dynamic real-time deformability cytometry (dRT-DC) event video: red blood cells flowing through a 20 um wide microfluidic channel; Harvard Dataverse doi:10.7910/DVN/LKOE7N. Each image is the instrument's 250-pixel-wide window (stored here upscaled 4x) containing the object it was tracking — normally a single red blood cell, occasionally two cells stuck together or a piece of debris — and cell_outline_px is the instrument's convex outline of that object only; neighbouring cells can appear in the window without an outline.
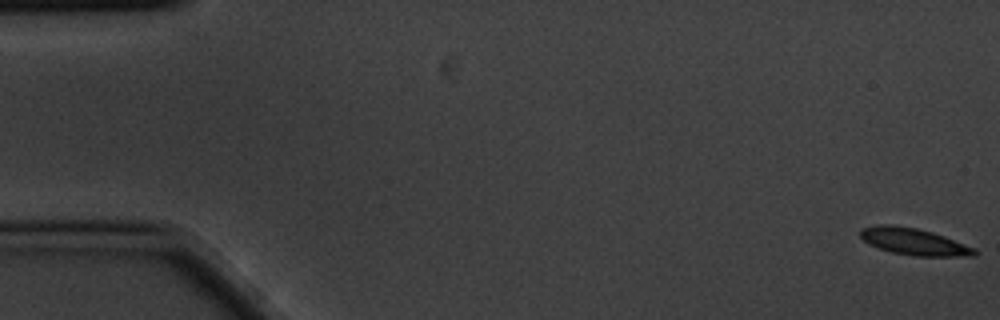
{"species": "common noctule bat (a hibernating species)", "species_latin": "Nyctalus noctula", "temperature_condition": "cold", "stored_images_in_passage": 8, "camera_frame_rate_fps": 3000, "um_per_image_px": 0.085, "animal": {"sex": "male", "body_mass_g": 20.1, "forearm_length_mm": 53.5}, "frame": {"image": 1, "passage_image": 1, "time_ms": 0.0, "image_size_px": [1000, 320], "cell_outline_px": [[976, 256], [912, 256], [892, 252], [868, 244], [860, 236], [860, 228], [880, 224], [892, 224], [916, 228], [932, 232], [944, 236], [976, 248]], "centroid_in_image_um": [77.67, 20.53], "position_along_channel_um": 7.3, "area_um2": 17.86}}
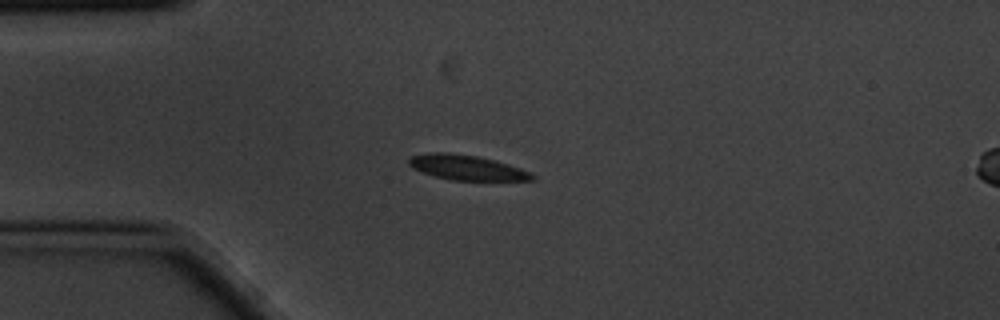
{"frame": {"image": 2, "passage_image": 5, "time_ms": 1.333, "image_size_px": [1000, 320], "cell_outline_px": [[536, 180], [452, 180], [432, 176], [412, 168], [408, 164], [408, 160], [412, 156], [428, 152], [448, 152], [476, 156], [492, 160], [520, 168], [536, 176]], "centroid_in_image_um": [39.61, 14.24], "position_along_channel_um": 45.4, "area_um2": 17.8}}